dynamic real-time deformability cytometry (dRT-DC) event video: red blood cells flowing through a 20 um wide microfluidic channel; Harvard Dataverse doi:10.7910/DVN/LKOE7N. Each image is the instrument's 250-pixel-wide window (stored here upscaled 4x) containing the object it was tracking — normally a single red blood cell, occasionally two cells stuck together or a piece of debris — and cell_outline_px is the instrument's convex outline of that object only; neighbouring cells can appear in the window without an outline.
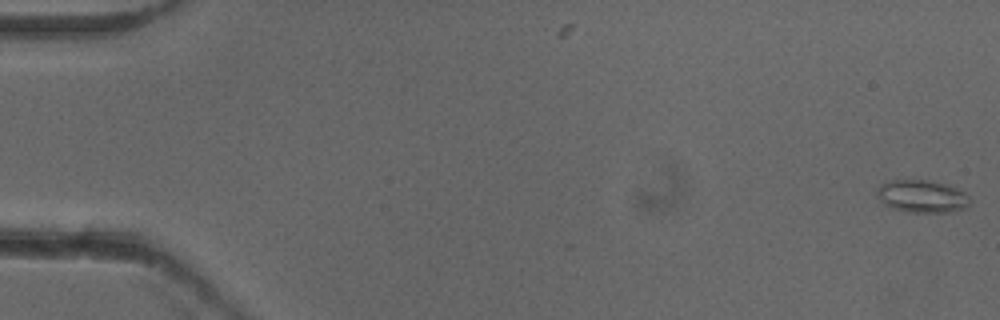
{"species": "common noctule bat (a hibernating species)", "species_latin": "Nyctalus noctula", "temperature_condition": "cold", "stored_images_in_passage": 2, "camera_frame_rate_fps": 3000, "um_per_image_px": 0.085, "animal": {"sex": "female"}, "frame": {"image": 1, "passage_image": 2, "time_ms": 0.333, "image_size_px": [1000, 320], "cell_outline_px": [[968, 204], [964, 208], [948, 212], [912, 212], [892, 208], [884, 204], [876, 196], [876, 192], [880, 184], [892, 180], [928, 180], [948, 184], [964, 192], [968, 196]], "centroid_in_image_um": [78.33, 16.67], "position_along_channel_um": 6.7, "area_um2": 17.51}}